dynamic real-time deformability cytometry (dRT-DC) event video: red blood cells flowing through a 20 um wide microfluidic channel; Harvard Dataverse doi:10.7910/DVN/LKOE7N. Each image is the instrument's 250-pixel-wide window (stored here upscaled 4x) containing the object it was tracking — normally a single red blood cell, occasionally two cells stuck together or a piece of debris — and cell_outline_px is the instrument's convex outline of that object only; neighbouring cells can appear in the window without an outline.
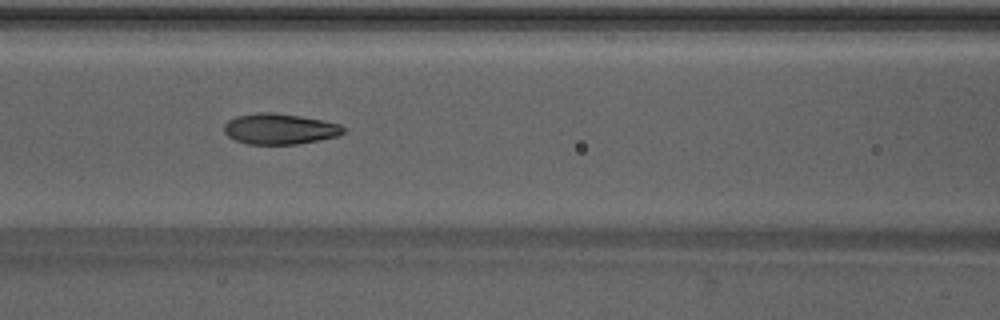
{"species": "Egyptian fruit bat (a non-hibernating species)", "species_latin": "Rousettus aegyptiacus", "temperature_condition": "warm", "stored_images_in_passage": 49, "camera_frame_rate_fps": 3000, "um_per_image_px": 0.085, "animal": {"sex": "male"}, "frame": {"image": 1, "passage_image": 22, "time_ms": 7.0, "image_size_px": [1000, 320], "cell_outline_px": [[348, 128], [340, 136], [296, 144], [248, 144], [236, 140], [228, 136], [224, 132], [224, 124], [228, 120], [236, 116], [256, 112], [272, 112], [300, 116], [340, 124]], "centroid_in_image_um": [23.78, 10.95], "position_along_channel_um": 142.8, "area_um2": 21.44}}
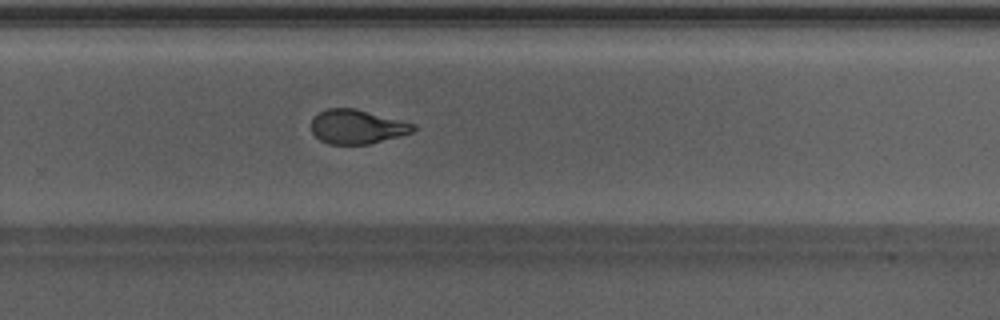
{"frame": {"image": 2, "passage_image": 33, "time_ms": 10.667, "image_size_px": [1000, 320], "cell_outline_px": [[420, 128], [412, 132], [368, 144], [328, 144], [320, 140], [312, 132], [312, 120], [320, 112], [328, 108], [356, 108], [416, 124]], "centroid_in_image_um": [30.38, 10.76], "position_along_channel_um": 299.4, "area_um2": 20.23}}
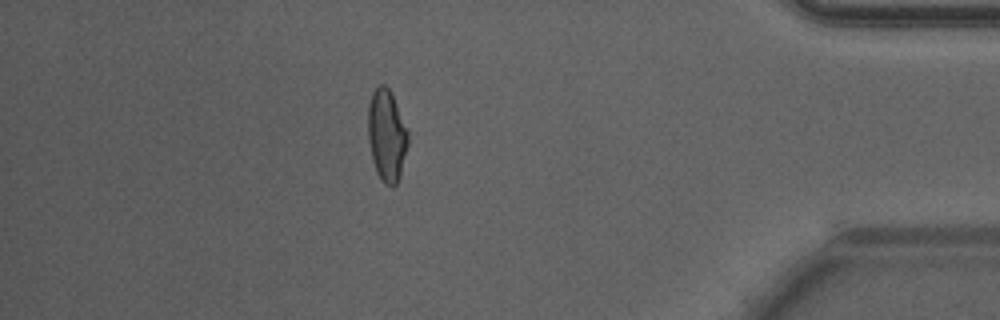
{"frame": {"image": 3, "passage_image": 43, "time_ms": 14.0, "image_size_px": [1000, 320], "cell_outline_px": [[408, 144], [400, 176], [396, 184], [392, 188], [384, 184], [380, 180], [376, 172], [372, 160], [368, 140], [368, 104], [372, 92], [380, 84], [384, 84], [392, 92], [408, 128]], "centroid_in_image_um": [32.87, 11.51], "position_along_channel_um": 402.3, "area_um2": 21.91}, "authors_computed_cell_mechanics": {"area_um2": 21.386, "velocity_mm_per_s": 4.2831, "shape_relaxation_time_tau1_ms": 4.9766, "shape_relaxation_time_tau2_ms": 1.0725, "deformation_change_tau1": 0.1919, "deformation_change_tau2": 0.0713}}